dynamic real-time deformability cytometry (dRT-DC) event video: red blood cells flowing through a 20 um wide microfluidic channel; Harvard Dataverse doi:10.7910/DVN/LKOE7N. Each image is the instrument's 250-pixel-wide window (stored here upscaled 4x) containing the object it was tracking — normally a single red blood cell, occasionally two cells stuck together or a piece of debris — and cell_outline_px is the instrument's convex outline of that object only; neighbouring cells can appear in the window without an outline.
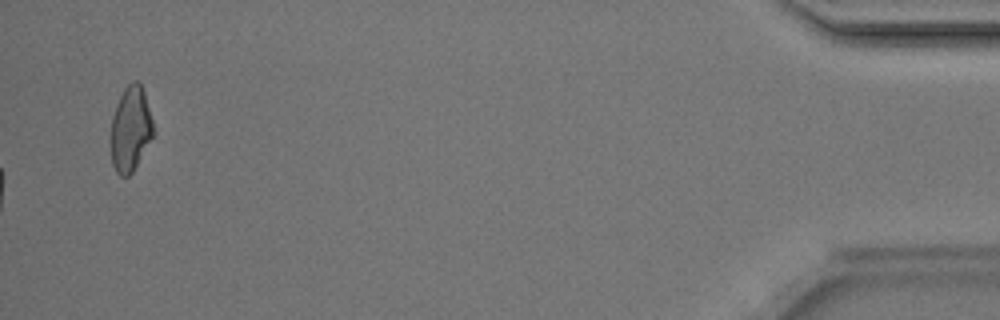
{"species": "Egyptian fruit bat (a non-hibernating species)", "species_latin": "Rousettus aegyptiacus", "temperature_condition": "room temperature", "stored_images_in_passage": 50, "camera_frame_rate_fps": 3000, "um_per_image_px": 0.085, "animal": {"sex": "male"}, "frame": {"image": 1, "passage_image": 50, "time_ms": 16.333, "image_size_px": [1000, 320], "cell_outline_px": [[152, 136], [132, 172], [128, 176], [120, 176], [116, 172], [112, 164], [108, 144], [112, 116], [116, 104], [124, 88], [132, 80], [136, 80], [140, 84], [144, 92], [152, 120]], "centroid_in_image_um": [11.02, 10.97], "position_along_channel_um": 424.2, "area_um2": 21.1}, "authors_computed_cell_mechanics": {"area_um2": 18.1203, "velocity_mm_per_s": 4.2037, "shape_relaxation_time_tau1_ms": 4.5449, "shape_relaxation_time_tau2_ms": 3.7975, "deformation_change_tau1": 0.1075, "deformation_change_tau2": 0.0864}}